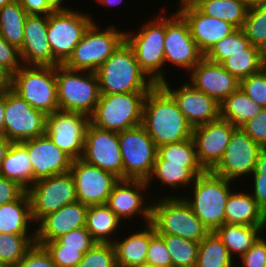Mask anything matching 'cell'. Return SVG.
Wrapping results in <instances>:
<instances>
[{
	"label": "cell",
	"instance_id": "obj_1",
	"mask_svg": "<svg viewBox=\"0 0 266 267\" xmlns=\"http://www.w3.org/2000/svg\"><path fill=\"white\" fill-rule=\"evenodd\" d=\"M141 125L157 148L187 140L193 133V127L161 84L155 85L145 97Z\"/></svg>",
	"mask_w": 266,
	"mask_h": 267
},
{
	"label": "cell",
	"instance_id": "obj_2",
	"mask_svg": "<svg viewBox=\"0 0 266 267\" xmlns=\"http://www.w3.org/2000/svg\"><path fill=\"white\" fill-rule=\"evenodd\" d=\"M96 74L100 94L149 92L155 86L141 70L126 41L106 59Z\"/></svg>",
	"mask_w": 266,
	"mask_h": 267
},
{
	"label": "cell",
	"instance_id": "obj_3",
	"mask_svg": "<svg viewBox=\"0 0 266 267\" xmlns=\"http://www.w3.org/2000/svg\"><path fill=\"white\" fill-rule=\"evenodd\" d=\"M158 197L150 201L151 224L158 234L179 236L200 243L210 232L183 197L165 194L164 198Z\"/></svg>",
	"mask_w": 266,
	"mask_h": 267
},
{
	"label": "cell",
	"instance_id": "obj_4",
	"mask_svg": "<svg viewBox=\"0 0 266 267\" xmlns=\"http://www.w3.org/2000/svg\"><path fill=\"white\" fill-rule=\"evenodd\" d=\"M232 182L214 174L211 170H205L191 185L193 198L183 197L210 232H214L225 223V206L230 193L234 190Z\"/></svg>",
	"mask_w": 266,
	"mask_h": 267
},
{
	"label": "cell",
	"instance_id": "obj_5",
	"mask_svg": "<svg viewBox=\"0 0 266 267\" xmlns=\"http://www.w3.org/2000/svg\"><path fill=\"white\" fill-rule=\"evenodd\" d=\"M160 15L140 26L137 33L125 32V41L132 48L141 70L155 85L167 80L163 69L166 65L164 60L166 15Z\"/></svg>",
	"mask_w": 266,
	"mask_h": 267
},
{
	"label": "cell",
	"instance_id": "obj_6",
	"mask_svg": "<svg viewBox=\"0 0 266 267\" xmlns=\"http://www.w3.org/2000/svg\"><path fill=\"white\" fill-rule=\"evenodd\" d=\"M57 100L61 111L91 116L99 101V80L96 72L71 70L56 66Z\"/></svg>",
	"mask_w": 266,
	"mask_h": 267
},
{
	"label": "cell",
	"instance_id": "obj_7",
	"mask_svg": "<svg viewBox=\"0 0 266 267\" xmlns=\"http://www.w3.org/2000/svg\"><path fill=\"white\" fill-rule=\"evenodd\" d=\"M147 93L100 94L90 123L97 128L118 133L141 125Z\"/></svg>",
	"mask_w": 266,
	"mask_h": 267
},
{
	"label": "cell",
	"instance_id": "obj_8",
	"mask_svg": "<svg viewBox=\"0 0 266 267\" xmlns=\"http://www.w3.org/2000/svg\"><path fill=\"white\" fill-rule=\"evenodd\" d=\"M12 90L46 115L59 110L56 66L23 65L12 75Z\"/></svg>",
	"mask_w": 266,
	"mask_h": 267
},
{
	"label": "cell",
	"instance_id": "obj_9",
	"mask_svg": "<svg viewBox=\"0 0 266 267\" xmlns=\"http://www.w3.org/2000/svg\"><path fill=\"white\" fill-rule=\"evenodd\" d=\"M124 41V31L112 24L101 30L94 21L63 65L71 70L96 72Z\"/></svg>",
	"mask_w": 266,
	"mask_h": 267
},
{
	"label": "cell",
	"instance_id": "obj_10",
	"mask_svg": "<svg viewBox=\"0 0 266 267\" xmlns=\"http://www.w3.org/2000/svg\"><path fill=\"white\" fill-rule=\"evenodd\" d=\"M88 15L73 9L48 15L47 38L52 50L53 66L63 65L71 56L74 47L94 22Z\"/></svg>",
	"mask_w": 266,
	"mask_h": 267
},
{
	"label": "cell",
	"instance_id": "obj_11",
	"mask_svg": "<svg viewBox=\"0 0 266 267\" xmlns=\"http://www.w3.org/2000/svg\"><path fill=\"white\" fill-rule=\"evenodd\" d=\"M123 179L147 180L157 156V147L142 125L119 132Z\"/></svg>",
	"mask_w": 266,
	"mask_h": 267
},
{
	"label": "cell",
	"instance_id": "obj_12",
	"mask_svg": "<svg viewBox=\"0 0 266 267\" xmlns=\"http://www.w3.org/2000/svg\"><path fill=\"white\" fill-rule=\"evenodd\" d=\"M34 224L47 214L77 201L72 173L66 172L37 180L28 189Z\"/></svg>",
	"mask_w": 266,
	"mask_h": 267
},
{
	"label": "cell",
	"instance_id": "obj_13",
	"mask_svg": "<svg viewBox=\"0 0 266 267\" xmlns=\"http://www.w3.org/2000/svg\"><path fill=\"white\" fill-rule=\"evenodd\" d=\"M46 117L12 89L5 90L4 136L10 141L22 142L46 134Z\"/></svg>",
	"mask_w": 266,
	"mask_h": 267
},
{
	"label": "cell",
	"instance_id": "obj_14",
	"mask_svg": "<svg viewBox=\"0 0 266 267\" xmlns=\"http://www.w3.org/2000/svg\"><path fill=\"white\" fill-rule=\"evenodd\" d=\"M90 117L67 111H55L46 117V134L72 160L81 158Z\"/></svg>",
	"mask_w": 266,
	"mask_h": 267
},
{
	"label": "cell",
	"instance_id": "obj_15",
	"mask_svg": "<svg viewBox=\"0 0 266 267\" xmlns=\"http://www.w3.org/2000/svg\"><path fill=\"white\" fill-rule=\"evenodd\" d=\"M262 149L241 127H236L222 159L211 171L234 182L244 175L249 176L255 170Z\"/></svg>",
	"mask_w": 266,
	"mask_h": 267
},
{
	"label": "cell",
	"instance_id": "obj_16",
	"mask_svg": "<svg viewBox=\"0 0 266 267\" xmlns=\"http://www.w3.org/2000/svg\"><path fill=\"white\" fill-rule=\"evenodd\" d=\"M169 17L166 15L165 63L168 65L172 63L190 72L204 55L199 51L192 38L189 25L184 17L177 10L172 13V17Z\"/></svg>",
	"mask_w": 266,
	"mask_h": 267
},
{
	"label": "cell",
	"instance_id": "obj_17",
	"mask_svg": "<svg viewBox=\"0 0 266 267\" xmlns=\"http://www.w3.org/2000/svg\"><path fill=\"white\" fill-rule=\"evenodd\" d=\"M70 172L75 182L77 201L86 206L107 204L114 185L120 180L113 173L81 158L72 160Z\"/></svg>",
	"mask_w": 266,
	"mask_h": 267
},
{
	"label": "cell",
	"instance_id": "obj_18",
	"mask_svg": "<svg viewBox=\"0 0 266 267\" xmlns=\"http://www.w3.org/2000/svg\"><path fill=\"white\" fill-rule=\"evenodd\" d=\"M81 159L123 179L118 132L103 130L89 123Z\"/></svg>",
	"mask_w": 266,
	"mask_h": 267
},
{
	"label": "cell",
	"instance_id": "obj_19",
	"mask_svg": "<svg viewBox=\"0 0 266 267\" xmlns=\"http://www.w3.org/2000/svg\"><path fill=\"white\" fill-rule=\"evenodd\" d=\"M235 128L221 118L193 128L197 160L204 170H212L222 159Z\"/></svg>",
	"mask_w": 266,
	"mask_h": 267
},
{
	"label": "cell",
	"instance_id": "obj_20",
	"mask_svg": "<svg viewBox=\"0 0 266 267\" xmlns=\"http://www.w3.org/2000/svg\"><path fill=\"white\" fill-rule=\"evenodd\" d=\"M161 85L174 98L179 110L193 128L220 118V103L195 89L189 82H184L177 89H172L167 80Z\"/></svg>",
	"mask_w": 266,
	"mask_h": 267
},
{
	"label": "cell",
	"instance_id": "obj_21",
	"mask_svg": "<svg viewBox=\"0 0 266 267\" xmlns=\"http://www.w3.org/2000/svg\"><path fill=\"white\" fill-rule=\"evenodd\" d=\"M146 180L120 179L109 195L107 205L122 221L141 215L145 223H151L152 204H146L142 191H147ZM143 215V217H142Z\"/></svg>",
	"mask_w": 266,
	"mask_h": 267
},
{
	"label": "cell",
	"instance_id": "obj_22",
	"mask_svg": "<svg viewBox=\"0 0 266 267\" xmlns=\"http://www.w3.org/2000/svg\"><path fill=\"white\" fill-rule=\"evenodd\" d=\"M27 149L33 169V183L70 171L72 159L47 134L21 142Z\"/></svg>",
	"mask_w": 266,
	"mask_h": 267
},
{
	"label": "cell",
	"instance_id": "obj_23",
	"mask_svg": "<svg viewBox=\"0 0 266 267\" xmlns=\"http://www.w3.org/2000/svg\"><path fill=\"white\" fill-rule=\"evenodd\" d=\"M189 83L197 90L221 103L226 97L237 91L240 81L231 75L220 63L203 57L190 71Z\"/></svg>",
	"mask_w": 266,
	"mask_h": 267
},
{
	"label": "cell",
	"instance_id": "obj_24",
	"mask_svg": "<svg viewBox=\"0 0 266 267\" xmlns=\"http://www.w3.org/2000/svg\"><path fill=\"white\" fill-rule=\"evenodd\" d=\"M178 12L187 21L191 36L203 55L237 29L229 22L201 13L193 4L180 6Z\"/></svg>",
	"mask_w": 266,
	"mask_h": 267
},
{
	"label": "cell",
	"instance_id": "obj_25",
	"mask_svg": "<svg viewBox=\"0 0 266 267\" xmlns=\"http://www.w3.org/2000/svg\"><path fill=\"white\" fill-rule=\"evenodd\" d=\"M87 208L88 206L80 201H75L64 205L58 211L47 214L35 227V243L43 245L45 242L56 240L72 230L85 227Z\"/></svg>",
	"mask_w": 266,
	"mask_h": 267
},
{
	"label": "cell",
	"instance_id": "obj_26",
	"mask_svg": "<svg viewBox=\"0 0 266 267\" xmlns=\"http://www.w3.org/2000/svg\"><path fill=\"white\" fill-rule=\"evenodd\" d=\"M47 29L48 16L27 15L24 25V41L20 49L23 65L53 66Z\"/></svg>",
	"mask_w": 266,
	"mask_h": 267
},
{
	"label": "cell",
	"instance_id": "obj_27",
	"mask_svg": "<svg viewBox=\"0 0 266 267\" xmlns=\"http://www.w3.org/2000/svg\"><path fill=\"white\" fill-rule=\"evenodd\" d=\"M225 223L266 227V213L248 191H232L225 206Z\"/></svg>",
	"mask_w": 266,
	"mask_h": 267
},
{
	"label": "cell",
	"instance_id": "obj_28",
	"mask_svg": "<svg viewBox=\"0 0 266 267\" xmlns=\"http://www.w3.org/2000/svg\"><path fill=\"white\" fill-rule=\"evenodd\" d=\"M34 223L31 214V202L25 190L16 200L0 204V233L36 235V231L30 232V225Z\"/></svg>",
	"mask_w": 266,
	"mask_h": 267
},
{
	"label": "cell",
	"instance_id": "obj_29",
	"mask_svg": "<svg viewBox=\"0 0 266 267\" xmlns=\"http://www.w3.org/2000/svg\"><path fill=\"white\" fill-rule=\"evenodd\" d=\"M143 229L125 236L121 241L113 242L117 267H134L146 262L150 240V223L145 224Z\"/></svg>",
	"mask_w": 266,
	"mask_h": 267
},
{
	"label": "cell",
	"instance_id": "obj_30",
	"mask_svg": "<svg viewBox=\"0 0 266 267\" xmlns=\"http://www.w3.org/2000/svg\"><path fill=\"white\" fill-rule=\"evenodd\" d=\"M0 175L16 181L26 191L33 184V169L28 149L21 142H13L1 166Z\"/></svg>",
	"mask_w": 266,
	"mask_h": 267
},
{
	"label": "cell",
	"instance_id": "obj_31",
	"mask_svg": "<svg viewBox=\"0 0 266 267\" xmlns=\"http://www.w3.org/2000/svg\"><path fill=\"white\" fill-rule=\"evenodd\" d=\"M121 220L107 204L88 206L86 212V229L98 243H113ZM116 231V232H115ZM113 239V240H112Z\"/></svg>",
	"mask_w": 266,
	"mask_h": 267
},
{
	"label": "cell",
	"instance_id": "obj_32",
	"mask_svg": "<svg viewBox=\"0 0 266 267\" xmlns=\"http://www.w3.org/2000/svg\"><path fill=\"white\" fill-rule=\"evenodd\" d=\"M205 170L203 167H184V164L167 163L165 160H155L151 175L146 180L148 187L152 180L158 178L161 185L170 188L189 187L194 183L195 178ZM154 178V179H153Z\"/></svg>",
	"mask_w": 266,
	"mask_h": 267
},
{
	"label": "cell",
	"instance_id": "obj_33",
	"mask_svg": "<svg viewBox=\"0 0 266 267\" xmlns=\"http://www.w3.org/2000/svg\"><path fill=\"white\" fill-rule=\"evenodd\" d=\"M264 228L265 227L224 223L214 232L226 246L231 256H234L236 253L241 257L251 248L256 240L262 236L260 234L261 231H264Z\"/></svg>",
	"mask_w": 266,
	"mask_h": 267
},
{
	"label": "cell",
	"instance_id": "obj_34",
	"mask_svg": "<svg viewBox=\"0 0 266 267\" xmlns=\"http://www.w3.org/2000/svg\"><path fill=\"white\" fill-rule=\"evenodd\" d=\"M262 110L263 107L239 88L220 103V118L236 127H241Z\"/></svg>",
	"mask_w": 266,
	"mask_h": 267
},
{
	"label": "cell",
	"instance_id": "obj_35",
	"mask_svg": "<svg viewBox=\"0 0 266 267\" xmlns=\"http://www.w3.org/2000/svg\"><path fill=\"white\" fill-rule=\"evenodd\" d=\"M193 5L203 14L242 28L249 6L242 0H196Z\"/></svg>",
	"mask_w": 266,
	"mask_h": 267
},
{
	"label": "cell",
	"instance_id": "obj_36",
	"mask_svg": "<svg viewBox=\"0 0 266 267\" xmlns=\"http://www.w3.org/2000/svg\"><path fill=\"white\" fill-rule=\"evenodd\" d=\"M27 15L19 0H13L0 8V35L18 49H21L24 41V25Z\"/></svg>",
	"mask_w": 266,
	"mask_h": 267
},
{
	"label": "cell",
	"instance_id": "obj_37",
	"mask_svg": "<svg viewBox=\"0 0 266 267\" xmlns=\"http://www.w3.org/2000/svg\"><path fill=\"white\" fill-rule=\"evenodd\" d=\"M222 66L240 81L266 66V54L260 48L250 45L246 53L229 56Z\"/></svg>",
	"mask_w": 266,
	"mask_h": 267
},
{
	"label": "cell",
	"instance_id": "obj_38",
	"mask_svg": "<svg viewBox=\"0 0 266 267\" xmlns=\"http://www.w3.org/2000/svg\"><path fill=\"white\" fill-rule=\"evenodd\" d=\"M233 259L218 235L209 232L199 243L195 267H234Z\"/></svg>",
	"mask_w": 266,
	"mask_h": 267
},
{
	"label": "cell",
	"instance_id": "obj_39",
	"mask_svg": "<svg viewBox=\"0 0 266 267\" xmlns=\"http://www.w3.org/2000/svg\"><path fill=\"white\" fill-rule=\"evenodd\" d=\"M36 235L0 233V263L15 267L35 244Z\"/></svg>",
	"mask_w": 266,
	"mask_h": 267
},
{
	"label": "cell",
	"instance_id": "obj_40",
	"mask_svg": "<svg viewBox=\"0 0 266 267\" xmlns=\"http://www.w3.org/2000/svg\"><path fill=\"white\" fill-rule=\"evenodd\" d=\"M242 29L251 45L266 54V2L249 6Z\"/></svg>",
	"mask_w": 266,
	"mask_h": 267
},
{
	"label": "cell",
	"instance_id": "obj_41",
	"mask_svg": "<svg viewBox=\"0 0 266 267\" xmlns=\"http://www.w3.org/2000/svg\"><path fill=\"white\" fill-rule=\"evenodd\" d=\"M156 160L184 164V167H202L197 160L196 146L192 137L158 147Z\"/></svg>",
	"mask_w": 266,
	"mask_h": 267
},
{
	"label": "cell",
	"instance_id": "obj_42",
	"mask_svg": "<svg viewBox=\"0 0 266 267\" xmlns=\"http://www.w3.org/2000/svg\"><path fill=\"white\" fill-rule=\"evenodd\" d=\"M172 260V267H195L199 243L179 236L161 235Z\"/></svg>",
	"mask_w": 266,
	"mask_h": 267
},
{
	"label": "cell",
	"instance_id": "obj_43",
	"mask_svg": "<svg viewBox=\"0 0 266 267\" xmlns=\"http://www.w3.org/2000/svg\"><path fill=\"white\" fill-rule=\"evenodd\" d=\"M250 45L251 43L246 38L243 29L237 28L231 34L212 46L204 57L207 60L222 64L233 54L246 53V49Z\"/></svg>",
	"mask_w": 266,
	"mask_h": 267
},
{
	"label": "cell",
	"instance_id": "obj_44",
	"mask_svg": "<svg viewBox=\"0 0 266 267\" xmlns=\"http://www.w3.org/2000/svg\"><path fill=\"white\" fill-rule=\"evenodd\" d=\"M76 267H117L113 243H96L84 255Z\"/></svg>",
	"mask_w": 266,
	"mask_h": 267
},
{
	"label": "cell",
	"instance_id": "obj_45",
	"mask_svg": "<svg viewBox=\"0 0 266 267\" xmlns=\"http://www.w3.org/2000/svg\"><path fill=\"white\" fill-rule=\"evenodd\" d=\"M146 263L155 267H172V260L164 240L160 234L155 231L150 223V240L146 255Z\"/></svg>",
	"mask_w": 266,
	"mask_h": 267
},
{
	"label": "cell",
	"instance_id": "obj_46",
	"mask_svg": "<svg viewBox=\"0 0 266 267\" xmlns=\"http://www.w3.org/2000/svg\"><path fill=\"white\" fill-rule=\"evenodd\" d=\"M239 88L255 103L266 108V66L259 72L240 80Z\"/></svg>",
	"mask_w": 266,
	"mask_h": 267
},
{
	"label": "cell",
	"instance_id": "obj_47",
	"mask_svg": "<svg viewBox=\"0 0 266 267\" xmlns=\"http://www.w3.org/2000/svg\"><path fill=\"white\" fill-rule=\"evenodd\" d=\"M43 246L57 267H76L84 255L79 249L64 248V245L59 244L56 240L45 242Z\"/></svg>",
	"mask_w": 266,
	"mask_h": 267
},
{
	"label": "cell",
	"instance_id": "obj_48",
	"mask_svg": "<svg viewBox=\"0 0 266 267\" xmlns=\"http://www.w3.org/2000/svg\"><path fill=\"white\" fill-rule=\"evenodd\" d=\"M56 241L64 248L79 249L85 254L97 242L92 238L86 227H81L57 238Z\"/></svg>",
	"mask_w": 266,
	"mask_h": 267
},
{
	"label": "cell",
	"instance_id": "obj_49",
	"mask_svg": "<svg viewBox=\"0 0 266 267\" xmlns=\"http://www.w3.org/2000/svg\"><path fill=\"white\" fill-rule=\"evenodd\" d=\"M15 267H57L43 245L35 243Z\"/></svg>",
	"mask_w": 266,
	"mask_h": 267
},
{
	"label": "cell",
	"instance_id": "obj_50",
	"mask_svg": "<svg viewBox=\"0 0 266 267\" xmlns=\"http://www.w3.org/2000/svg\"><path fill=\"white\" fill-rule=\"evenodd\" d=\"M241 128L262 148H266V108L254 118L244 123Z\"/></svg>",
	"mask_w": 266,
	"mask_h": 267
},
{
	"label": "cell",
	"instance_id": "obj_51",
	"mask_svg": "<svg viewBox=\"0 0 266 267\" xmlns=\"http://www.w3.org/2000/svg\"><path fill=\"white\" fill-rule=\"evenodd\" d=\"M0 65L5 67L12 75L22 66L20 49L9 44L0 35Z\"/></svg>",
	"mask_w": 266,
	"mask_h": 267
},
{
	"label": "cell",
	"instance_id": "obj_52",
	"mask_svg": "<svg viewBox=\"0 0 266 267\" xmlns=\"http://www.w3.org/2000/svg\"><path fill=\"white\" fill-rule=\"evenodd\" d=\"M262 235L251 248L240 258L243 267H265L266 265V239Z\"/></svg>",
	"mask_w": 266,
	"mask_h": 267
},
{
	"label": "cell",
	"instance_id": "obj_53",
	"mask_svg": "<svg viewBox=\"0 0 266 267\" xmlns=\"http://www.w3.org/2000/svg\"><path fill=\"white\" fill-rule=\"evenodd\" d=\"M24 191L25 189L16 181L0 175V204L16 200Z\"/></svg>",
	"mask_w": 266,
	"mask_h": 267
},
{
	"label": "cell",
	"instance_id": "obj_54",
	"mask_svg": "<svg viewBox=\"0 0 266 267\" xmlns=\"http://www.w3.org/2000/svg\"><path fill=\"white\" fill-rule=\"evenodd\" d=\"M19 2L27 14L48 16L54 12L46 0H19Z\"/></svg>",
	"mask_w": 266,
	"mask_h": 267
},
{
	"label": "cell",
	"instance_id": "obj_55",
	"mask_svg": "<svg viewBox=\"0 0 266 267\" xmlns=\"http://www.w3.org/2000/svg\"><path fill=\"white\" fill-rule=\"evenodd\" d=\"M252 197L266 213V176H253Z\"/></svg>",
	"mask_w": 266,
	"mask_h": 267
},
{
	"label": "cell",
	"instance_id": "obj_56",
	"mask_svg": "<svg viewBox=\"0 0 266 267\" xmlns=\"http://www.w3.org/2000/svg\"><path fill=\"white\" fill-rule=\"evenodd\" d=\"M252 176H266V148L260 151Z\"/></svg>",
	"mask_w": 266,
	"mask_h": 267
},
{
	"label": "cell",
	"instance_id": "obj_57",
	"mask_svg": "<svg viewBox=\"0 0 266 267\" xmlns=\"http://www.w3.org/2000/svg\"><path fill=\"white\" fill-rule=\"evenodd\" d=\"M12 89V74L0 65V90Z\"/></svg>",
	"mask_w": 266,
	"mask_h": 267
},
{
	"label": "cell",
	"instance_id": "obj_58",
	"mask_svg": "<svg viewBox=\"0 0 266 267\" xmlns=\"http://www.w3.org/2000/svg\"><path fill=\"white\" fill-rule=\"evenodd\" d=\"M12 141H10L6 136L0 135V171H1V166L3 163V160L12 145Z\"/></svg>",
	"mask_w": 266,
	"mask_h": 267
},
{
	"label": "cell",
	"instance_id": "obj_59",
	"mask_svg": "<svg viewBox=\"0 0 266 267\" xmlns=\"http://www.w3.org/2000/svg\"><path fill=\"white\" fill-rule=\"evenodd\" d=\"M5 90H0V135H4Z\"/></svg>",
	"mask_w": 266,
	"mask_h": 267
},
{
	"label": "cell",
	"instance_id": "obj_60",
	"mask_svg": "<svg viewBox=\"0 0 266 267\" xmlns=\"http://www.w3.org/2000/svg\"><path fill=\"white\" fill-rule=\"evenodd\" d=\"M46 2L54 12L71 10V8L67 7V5L64 7V0H46Z\"/></svg>",
	"mask_w": 266,
	"mask_h": 267
},
{
	"label": "cell",
	"instance_id": "obj_61",
	"mask_svg": "<svg viewBox=\"0 0 266 267\" xmlns=\"http://www.w3.org/2000/svg\"><path fill=\"white\" fill-rule=\"evenodd\" d=\"M98 3H101L102 5H107V6H116L120 5L123 0H96Z\"/></svg>",
	"mask_w": 266,
	"mask_h": 267
},
{
	"label": "cell",
	"instance_id": "obj_62",
	"mask_svg": "<svg viewBox=\"0 0 266 267\" xmlns=\"http://www.w3.org/2000/svg\"><path fill=\"white\" fill-rule=\"evenodd\" d=\"M242 1L245 2L248 6L266 2V0H242Z\"/></svg>",
	"mask_w": 266,
	"mask_h": 267
},
{
	"label": "cell",
	"instance_id": "obj_63",
	"mask_svg": "<svg viewBox=\"0 0 266 267\" xmlns=\"http://www.w3.org/2000/svg\"><path fill=\"white\" fill-rule=\"evenodd\" d=\"M196 0H179V7L187 4H193Z\"/></svg>",
	"mask_w": 266,
	"mask_h": 267
},
{
	"label": "cell",
	"instance_id": "obj_64",
	"mask_svg": "<svg viewBox=\"0 0 266 267\" xmlns=\"http://www.w3.org/2000/svg\"><path fill=\"white\" fill-rule=\"evenodd\" d=\"M13 0H0V8H3L5 5L11 3Z\"/></svg>",
	"mask_w": 266,
	"mask_h": 267
},
{
	"label": "cell",
	"instance_id": "obj_65",
	"mask_svg": "<svg viewBox=\"0 0 266 267\" xmlns=\"http://www.w3.org/2000/svg\"><path fill=\"white\" fill-rule=\"evenodd\" d=\"M134 267H155V266L145 262V263H141L140 265H137V266H134Z\"/></svg>",
	"mask_w": 266,
	"mask_h": 267
},
{
	"label": "cell",
	"instance_id": "obj_66",
	"mask_svg": "<svg viewBox=\"0 0 266 267\" xmlns=\"http://www.w3.org/2000/svg\"><path fill=\"white\" fill-rule=\"evenodd\" d=\"M0 267H11V266L0 263Z\"/></svg>",
	"mask_w": 266,
	"mask_h": 267
}]
</instances>
